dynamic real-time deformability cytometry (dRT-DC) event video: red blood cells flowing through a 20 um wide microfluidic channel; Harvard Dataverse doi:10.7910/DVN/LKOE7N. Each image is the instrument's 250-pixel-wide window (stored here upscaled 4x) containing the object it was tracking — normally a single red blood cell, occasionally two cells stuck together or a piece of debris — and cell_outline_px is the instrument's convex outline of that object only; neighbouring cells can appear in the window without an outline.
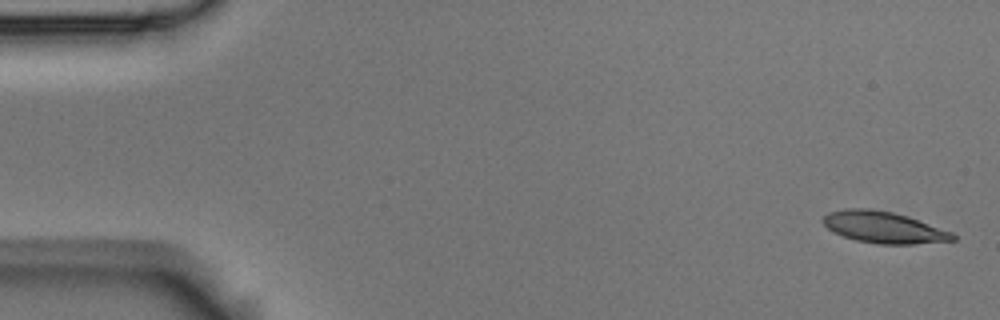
{"species": "Egyptian fruit bat (a non-hibernating species)", "species_latin": "Rousettus aegyptiacus", "temperature_condition": "room temperature", "stored_images_in_passage": 5, "camera_frame_rate_fps": 3000, "um_per_image_px": 0.085, "animal": {"sex": "male"}, "frame": {"image": 1, "passage_image": 1, "time_ms": 0.0, "image_size_px": [1000, 320], "cell_outline_px": [[956, 240], [912, 244], [880, 244], [856, 240], [832, 232], [820, 220], [828, 212], [844, 208], [868, 208], [892, 212], [908, 216], [952, 232], [956, 236]], "centroid_in_image_um": [75.09, 19.31], "position_along_channel_um": 9.9, "area_um2": 23.87}}
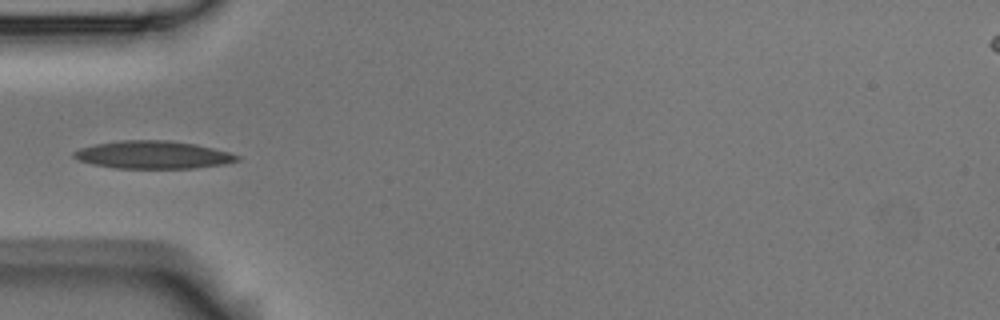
{"frame": {"image": 2, "passage_image": 5, "time_ms": 1.333, "image_size_px": [1000, 320], "cell_outline_px": [[240, 160], [224, 164], [196, 168], [116, 168], [92, 164], [80, 160], [72, 156], [72, 152], [80, 148], [96, 144], [120, 140], [168, 140], [196, 144], [228, 152], [240, 156]], "centroid_in_image_um": [13.01, 13.16], "position_along_channel_um": 72.0, "area_um2": 26.36}}